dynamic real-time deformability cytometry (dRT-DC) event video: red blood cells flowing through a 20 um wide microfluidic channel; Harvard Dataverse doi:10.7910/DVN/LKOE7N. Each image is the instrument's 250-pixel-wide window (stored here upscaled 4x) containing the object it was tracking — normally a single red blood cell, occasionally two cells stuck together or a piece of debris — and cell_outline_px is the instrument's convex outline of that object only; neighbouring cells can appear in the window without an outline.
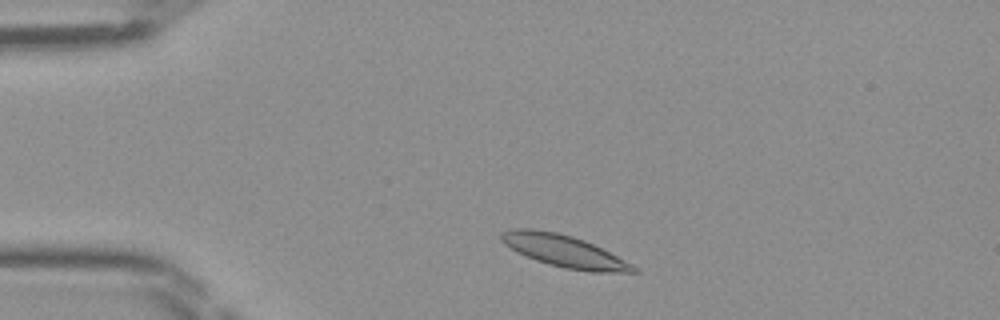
{"species": "Egyptian fruit bat (a non-hibernating species)", "species_latin": "Rousettus aegyptiacus", "temperature_condition": "room temperature", "stored_images_in_passage": 41, "camera_frame_rate_fps": 3000, "um_per_image_px": 0.085, "frame": {"image": 1, "passage_image": 4, "time_ms": 1.0, "image_size_px": [1000, 320], "cell_outline_px": [[640, 272], [588, 272], [564, 268], [548, 264], [536, 260], [516, 252], [504, 244], [500, 240], [500, 232], [512, 228], [532, 228], [556, 232], [572, 236], [584, 240], [640, 268]], "centroid_in_image_um": [47.91, 21.34], "position_along_channel_um": 37.1, "area_um2": 24.74}}
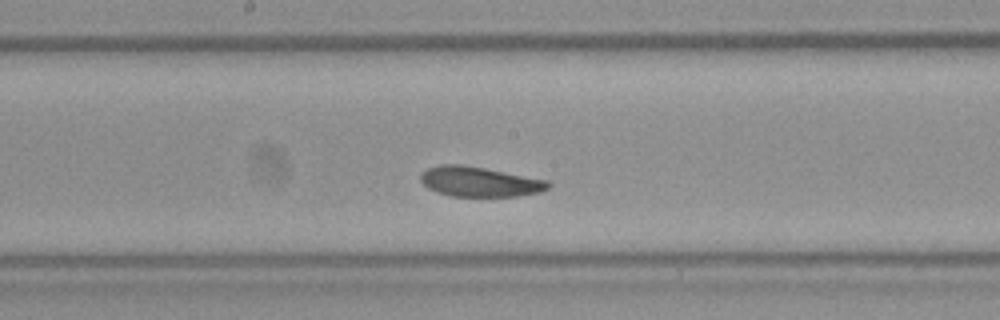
{"frame": {"image": 2, "passage_image": 19, "time_ms": 6.0, "image_size_px": [1000, 320], "cell_outline_px": [[552, 184], [548, 188], [540, 192], [516, 196], [452, 196], [436, 192], [428, 188], [420, 180], [420, 172], [428, 168], [440, 164], [460, 164], [484, 168], [548, 180]], "centroid_in_image_um": [40.74, 15.44], "position_along_channel_um": 207.5, "area_um2": 22.25}}
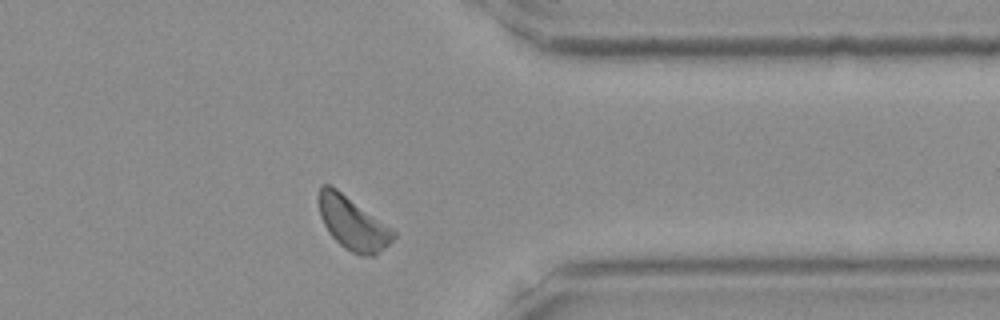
{"frame": {"image": 3, "passage_image": 32, "time_ms": 10.333, "image_size_px": [1000, 320], "cell_outline_px": [[396, 236], [376, 256], [360, 256], [344, 248], [328, 232], [320, 216], [320, 184], [328, 184], [336, 188], [392, 228], [396, 232]], "centroid_in_image_um": [30.01, 19.01], "position_along_channel_um": 381.4, "area_um2": 22.77}}